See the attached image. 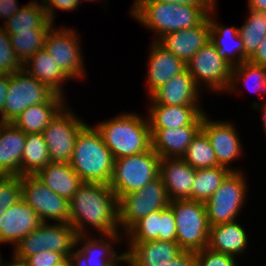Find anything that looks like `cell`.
I'll list each match as a JSON object with an SVG mask.
<instances>
[{
  "instance_id": "6da1fadb",
  "label": "cell",
  "mask_w": 266,
  "mask_h": 266,
  "mask_svg": "<svg viewBox=\"0 0 266 266\" xmlns=\"http://www.w3.org/2000/svg\"><path fill=\"white\" fill-rule=\"evenodd\" d=\"M69 205L70 224L77 236L88 235L90 227L99 236L122 234L118 227V199L109 185L83 182Z\"/></svg>"
},
{
  "instance_id": "7a4b0ae2",
  "label": "cell",
  "mask_w": 266,
  "mask_h": 266,
  "mask_svg": "<svg viewBox=\"0 0 266 266\" xmlns=\"http://www.w3.org/2000/svg\"><path fill=\"white\" fill-rule=\"evenodd\" d=\"M214 7L134 0L130 13L133 19L155 32L152 40L158 41L167 33L201 25Z\"/></svg>"
},
{
  "instance_id": "3957f363",
  "label": "cell",
  "mask_w": 266,
  "mask_h": 266,
  "mask_svg": "<svg viewBox=\"0 0 266 266\" xmlns=\"http://www.w3.org/2000/svg\"><path fill=\"white\" fill-rule=\"evenodd\" d=\"M146 117L126 112L95 125L113 159L136 155L152 148Z\"/></svg>"
},
{
  "instance_id": "277c9868",
  "label": "cell",
  "mask_w": 266,
  "mask_h": 266,
  "mask_svg": "<svg viewBox=\"0 0 266 266\" xmlns=\"http://www.w3.org/2000/svg\"><path fill=\"white\" fill-rule=\"evenodd\" d=\"M113 162L111 151L98 130L86 124L78 133L70 165L82 182L109 184Z\"/></svg>"
},
{
  "instance_id": "5b68a950",
  "label": "cell",
  "mask_w": 266,
  "mask_h": 266,
  "mask_svg": "<svg viewBox=\"0 0 266 266\" xmlns=\"http://www.w3.org/2000/svg\"><path fill=\"white\" fill-rule=\"evenodd\" d=\"M160 156L151 148L148 151L114 159L110 188L119 200L138 191L159 177Z\"/></svg>"
},
{
  "instance_id": "8992f818",
  "label": "cell",
  "mask_w": 266,
  "mask_h": 266,
  "mask_svg": "<svg viewBox=\"0 0 266 266\" xmlns=\"http://www.w3.org/2000/svg\"><path fill=\"white\" fill-rule=\"evenodd\" d=\"M169 207L176 221V242L182 250L199 251L208 247L210 226L204 202L174 200Z\"/></svg>"
},
{
  "instance_id": "52a82bcc",
  "label": "cell",
  "mask_w": 266,
  "mask_h": 266,
  "mask_svg": "<svg viewBox=\"0 0 266 266\" xmlns=\"http://www.w3.org/2000/svg\"><path fill=\"white\" fill-rule=\"evenodd\" d=\"M77 234L70 223L42 222L38 228L22 238L14 247L13 254L25 260L43 250L69 257L76 244Z\"/></svg>"
},
{
  "instance_id": "ba28073f",
  "label": "cell",
  "mask_w": 266,
  "mask_h": 266,
  "mask_svg": "<svg viewBox=\"0 0 266 266\" xmlns=\"http://www.w3.org/2000/svg\"><path fill=\"white\" fill-rule=\"evenodd\" d=\"M170 202L167 189L160 177L147 183L138 191L122 196L118 200L120 232L122 233L123 230L124 235L137 221L152 212L165 209Z\"/></svg>"
},
{
  "instance_id": "9c48e42d",
  "label": "cell",
  "mask_w": 266,
  "mask_h": 266,
  "mask_svg": "<svg viewBox=\"0 0 266 266\" xmlns=\"http://www.w3.org/2000/svg\"><path fill=\"white\" fill-rule=\"evenodd\" d=\"M243 174L242 171H232L205 202L209 226L237 221L240 217L249 190L246 175L244 177Z\"/></svg>"
},
{
  "instance_id": "30bf717a",
  "label": "cell",
  "mask_w": 266,
  "mask_h": 266,
  "mask_svg": "<svg viewBox=\"0 0 266 266\" xmlns=\"http://www.w3.org/2000/svg\"><path fill=\"white\" fill-rule=\"evenodd\" d=\"M69 109L70 106L66 103L43 130L51 162H71L77 135L87 124L78 118L75 111Z\"/></svg>"
},
{
  "instance_id": "8fae6325",
  "label": "cell",
  "mask_w": 266,
  "mask_h": 266,
  "mask_svg": "<svg viewBox=\"0 0 266 266\" xmlns=\"http://www.w3.org/2000/svg\"><path fill=\"white\" fill-rule=\"evenodd\" d=\"M186 65L195 84L202 89L201 91L204 87L208 91L218 93L227 91L232 67L218 55L216 47L211 41L200 48Z\"/></svg>"
},
{
  "instance_id": "7c38bea8",
  "label": "cell",
  "mask_w": 266,
  "mask_h": 266,
  "mask_svg": "<svg viewBox=\"0 0 266 266\" xmlns=\"http://www.w3.org/2000/svg\"><path fill=\"white\" fill-rule=\"evenodd\" d=\"M80 39L78 32L65 26H53L46 36L44 49L70 79H85L87 75Z\"/></svg>"
},
{
  "instance_id": "4fadbf2b",
  "label": "cell",
  "mask_w": 266,
  "mask_h": 266,
  "mask_svg": "<svg viewBox=\"0 0 266 266\" xmlns=\"http://www.w3.org/2000/svg\"><path fill=\"white\" fill-rule=\"evenodd\" d=\"M56 93L26 73L9 74L8 94L4 104V123H12L27 107L48 102Z\"/></svg>"
},
{
  "instance_id": "5bb4252c",
  "label": "cell",
  "mask_w": 266,
  "mask_h": 266,
  "mask_svg": "<svg viewBox=\"0 0 266 266\" xmlns=\"http://www.w3.org/2000/svg\"><path fill=\"white\" fill-rule=\"evenodd\" d=\"M22 199L42 222L70 223L69 200L52 192L34 175H21Z\"/></svg>"
},
{
  "instance_id": "9a60e30c",
  "label": "cell",
  "mask_w": 266,
  "mask_h": 266,
  "mask_svg": "<svg viewBox=\"0 0 266 266\" xmlns=\"http://www.w3.org/2000/svg\"><path fill=\"white\" fill-rule=\"evenodd\" d=\"M92 235L76 237L75 247L69 255L72 266H109L122 255L123 252L118 254L113 245L122 241L123 234H101L100 237L96 235L97 238Z\"/></svg>"
},
{
  "instance_id": "2e32d148",
  "label": "cell",
  "mask_w": 266,
  "mask_h": 266,
  "mask_svg": "<svg viewBox=\"0 0 266 266\" xmlns=\"http://www.w3.org/2000/svg\"><path fill=\"white\" fill-rule=\"evenodd\" d=\"M235 127L231 121L209 120L206 113L203 115L201 130L206 134L213 147L217 163L232 171H241L240 168L236 169V167L229 166V163L233 160H239L243 154V145Z\"/></svg>"
},
{
  "instance_id": "e0dca14e",
  "label": "cell",
  "mask_w": 266,
  "mask_h": 266,
  "mask_svg": "<svg viewBox=\"0 0 266 266\" xmlns=\"http://www.w3.org/2000/svg\"><path fill=\"white\" fill-rule=\"evenodd\" d=\"M147 119L150 129H175L202 126L205 111L200 106H169L156 104L150 97Z\"/></svg>"
},
{
  "instance_id": "ac0fdd59",
  "label": "cell",
  "mask_w": 266,
  "mask_h": 266,
  "mask_svg": "<svg viewBox=\"0 0 266 266\" xmlns=\"http://www.w3.org/2000/svg\"><path fill=\"white\" fill-rule=\"evenodd\" d=\"M41 223L35 210L21 199L0 216V245L12 243L14 249L22 238Z\"/></svg>"
},
{
  "instance_id": "d6986e66",
  "label": "cell",
  "mask_w": 266,
  "mask_h": 266,
  "mask_svg": "<svg viewBox=\"0 0 266 266\" xmlns=\"http://www.w3.org/2000/svg\"><path fill=\"white\" fill-rule=\"evenodd\" d=\"M148 57V75L146 76V96L150 97L157 89L165 85L174 76L187 69L186 63L167 51L157 41H152Z\"/></svg>"
},
{
  "instance_id": "ffe728a7",
  "label": "cell",
  "mask_w": 266,
  "mask_h": 266,
  "mask_svg": "<svg viewBox=\"0 0 266 266\" xmlns=\"http://www.w3.org/2000/svg\"><path fill=\"white\" fill-rule=\"evenodd\" d=\"M196 169L182 158H161L159 177L165 184L170 201L191 200Z\"/></svg>"
},
{
  "instance_id": "44dd1931",
  "label": "cell",
  "mask_w": 266,
  "mask_h": 266,
  "mask_svg": "<svg viewBox=\"0 0 266 266\" xmlns=\"http://www.w3.org/2000/svg\"><path fill=\"white\" fill-rule=\"evenodd\" d=\"M208 41H210V22L207 18L199 26L167 33L157 42L187 64Z\"/></svg>"
},
{
  "instance_id": "7402d4cb",
  "label": "cell",
  "mask_w": 266,
  "mask_h": 266,
  "mask_svg": "<svg viewBox=\"0 0 266 266\" xmlns=\"http://www.w3.org/2000/svg\"><path fill=\"white\" fill-rule=\"evenodd\" d=\"M201 89L195 84L192 75L186 69L174 76L165 85L157 89L150 98L156 104L169 106H200Z\"/></svg>"
},
{
  "instance_id": "603a6c76",
  "label": "cell",
  "mask_w": 266,
  "mask_h": 266,
  "mask_svg": "<svg viewBox=\"0 0 266 266\" xmlns=\"http://www.w3.org/2000/svg\"><path fill=\"white\" fill-rule=\"evenodd\" d=\"M216 6L209 12L210 41L216 47L218 55L232 68L244 61V44L239 35L238 27H225L215 20Z\"/></svg>"
},
{
  "instance_id": "cb8c5ba5",
  "label": "cell",
  "mask_w": 266,
  "mask_h": 266,
  "mask_svg": "<svg viewBox=\"0 0 266 266\" xmlns=\"http://www.w3.org/2000/svg\"><path fill=\"white\" fill-rule=\"evenodd\" d=\"M201 126L175 129H150L152 149L160 158H182Z\"/></svg>"
},
{
  "instance_id": "d4e9b609",
  "label": "cell",
  "mask_w": 266,
  "mask_h": 266,
  "mask_svg": "<svg viewBox=\"0 0 266 266\" xmlns=\"http://www.w3.org/2000/svg\"><path fill=\"white\" fill-rule=\"evenodd\" d=\"M26 133L13 123L0 121V176H21V160Z\"/></svg>"
},
{
  "instance_id": "484cf974",
  "label": "cell",
  "mask_w": 266,
  "mask_h": 266,
  "mask_svg": "<svg viewBox=\"0 0 266 266\" xmlns=\"http://www.w3.org/2000/svg\"><path fill=\"white\" fill-rule=\"evenodd\" d=\"M126 244L133 266H164L182 251L177 242L158 239Z\"/></svg>"
},
{
  "instance_id": "4316f807",
  "label": "cell",
  "mask_w": 266,
  "mask_h": 266,
  "mask_svg": "<svg viewBox=\"0 0 266 266\" xmlns=\"http://www.w3.org/2000/svg\"><path fill=\"white\" fill-rule=\"evenodd\" d=\"M65 96L55 94L48 102L27 107L12 122L26 134H42L49 122L66 105Z\"/></svg>"
},
{
  "instance_id": "83f0119b",
  "label": "cell",
  "mask_w": 266,
  "mask_h": 266,
  "mask_svg": "<svg viewBox=\"0 0 266 266\" xmlns=\"http://www.w3.org/2000/svg\"><path fill=\"white\" fill-rule=\"evenodd\" d=\"M22 69L41 83L47 85L56 94L65 96L63 84L71 79L55 63V60L50 57L45 49L37 51L34 56L24 62Z\"/></svg>"
},
{
  "instance_id": "f1b7e54d",
  "label": "cell",
  "mask_w": 266,
  "mask_h": 266,
  "mask_svg": "<svg viewBox=\"0 0 266 266\" xmlns=\"http://www.w3.org/2000/svg\"><path fill=\"white\" fill-rule=\"evenodd\" d=\"M34 176L52 192L70 200L83 183L70 163L50 162L38 170Z\"/></svg>"
},
{
  "instance_id": "f546056e",
  "label": "cell",
  "mask_w": 266,
  "mask_h": 266,
  "mask_svg": "<svg viewBox=\"0 0 266 266\" xmlns=\"http://www.w3.org/2000/svg\"><path fill=\"white\" fill-rule=\"evenodd\" d=\"M248 242L246 230L238 221L210 226L208 248L212 251L241 256Z\"/></svg>"
},
{
  "instance_id": "4dcf8cb0",
  "label": "cell",
  "mask_w": 266,
  "mask_h": 266,
  "mask_svg": "<svg viewBox=\"0 0 266 266\" xmlns=\"http://www.w3.org/2000/svg\"><path fill=\"white\" fill-rule=\"evenodd\" d=\"M242 83L252 92L254 91L257 95L262 96L261 98H264L266 95L264 93L266 92V66L257 65L246 60L232 68L230 84L226 93L238 92L237 86L242 85ZM263 93L264 95H262Z\"/></svg>"
},
{
  "instance_id": "1f68e13d",
  "label": "cell",
  "mask_w": 266,
  "mask_h": 266,
  "mask_svg": "<svg viewBox=\"0 0 266 266\" xmlns=\"http://www.w3.org/2000/svg\"><path fill=\"white\" fill-rule=\"evenodd\" d=\"M48 21L49 18L41 2L32 0L8 19L3 28L8 34L34 31L41 29Z\"/></svg>"
},
{
  "instance_id": "d6a6232c",
  "label": "cell",
  "mask_w": 266,
  "mask_h": 266,
  "mask_svg": "<svg viewBox=\"0 0 266 266\" xmlns=\"http://www.w3.org/2000/svg\"><path fill=\"white\" fill-rule=\"evenodd\" d=\"M248 15L241 27L239 35L244 44V61L249 60L257 51L266 36V11L248 9Z\"/></svg>"
},
{
  "instance_id": "836d02e7",
  "label": "cell",
  "mask_w": 266,
  "mask_h": 266,
  "mask_svg": "<svg viewBox=\"0 0 266 266\" xmlns=\"http://www.w3.org/2000/svg\"><path fill=\"white\" fill-rule=\"evenodd\" d=\"M231 172L223 166L196 169L191 200L204 203L208 201Z\"/></svg>"
},
{
  "instance_id": "e575fe53",
  "label": "cell",
  "mask_w": 266,
  "mask_h": 266,
  "mask_svg": "<svg viewBox=\"0 0 266 266\" xmlns=\"http://www.w3.org/2000/svg\"><path fill=\"white\" fill-rule=\"evenodd\" d=\"M51 162L43 134H26L21 175H34Z\"/></svg>"
},
{
  "instance_id": "d590c367",
  "label": "cell",
  "mask_w": 266,
  "mask_h": 266,
  "mask_svg": "<svg viewBox=\"0 0 266 266\" xmlns=\"http://www.w3.org/2000/svg\"><path fill=\"white\" fill-rule=\"evenodd\" d=\"M54 25L49 20L41 29L9 34L16 57L22 64L34 56L37 51L44 49L48 31Z\"/></svg>"
},
{
  "instance_id": "8d00e7d4",
  "label": "cell",
  "mask_w": 266,
  "mask_h": 266,
  "mask_svg": "<svg viewBox=\"0 0 266 266\" xmlns=\"http://www.w3.org/2000/svg\"><path fill=\"white\" fill-rule=\"evenodd\" d=\"M182 159L194 169L220 166L213 147L202 130L193 138Z\"/></svg>"
},
{
  "instance_id": "74e56055",
  "label": "cell",
  "mask_w": 266,
  "mask_h": 266,
  "mask_svg": "<svg viewBox=\"0 0 266 266\" xmlns=\"http://www.w3.org/2000/svg\"><path fill=\"white\" fill-rule=\"evenodd\" d=\"M160 210L150 213L137 221L124 235L127 242L159 240Z\"/></svg>"
},
{
  "instance_id": "f35d334b",
  "label": "cell",
  "mask_w": 266,
  "mask_h": 266,
  "mask_svg": "<svg viewBox=\"0 0 266 266\" xmlns=\"http://www.w3.org/2000/svg\"><path fill=\"white\" fill-rule=\"evenodd\" d=\"M22 199L21 176H0V216Z\"/></svg>"
},
{
  "instance_id": "ab89813d",
  "label": "cell",
  "mask_w": 266,
  "mask_h": 266,
  "mask_svg": "<svg viewBox=\"0 0 266 266\" xmlns=\"http://www.w3.org/2000/svg\"><path fill=\"white\" fill-rule=\"evenodd\" d=\"M22 70V63L16 57L10 36L0 26V74H12Z\"/></svg>"
},
{
  "instance_id": "60d3db41",
  "label": "cell",
  "mask_w": 266,
  "mask_h": 266,
  "mask_svg": "<svg viewBox=\"0 0 266 266\" xmlns=\"http://www.w3.org/2000/svg\"><path fill=\"white\" fill-rule=\"evenodd\" d=\"M236 259L235 256L218 253L208 247L195 252V266H238Z\"/></svg>"
},
{
  "instance_id": "b9f144b4",
  "label": "cell",
  "mask_w": 266,
  "mask_h": 266,
  "mask_svg": "<svg viewBox=\"0 0 266 266\" xmlns=\"http://www.w3.org/2000/svg\"><path fill=\"white\" fill-rule=\"evenodd\" d=\"M176 221L173 210L168 206L160 210L159 240L176 242Z\"/></svg>"
},
{
  "instance_id": "7bdbcfd3",
  "label": "cell",
  "mask_w": 266,
  "mask_h": 266,
  "mask_svg": "<svg viewBox=\"0 0 266 266\" xmlns=\"http://www.w3.org/2000/svg\"><path fill=\"white\" fill-rule=\"evenodd\" d=\"M40 2L44 6L46 14L52 23L56 17L54 15H56L55 11L57 9L68 12L74 9L77 10L80 4L79 0H41Z\"/></svg>"
},
{
  "instance_id": "ee69618b",
  "label": "cell",
  "mask_w": 266,
  "mask_h": 266,
  "mask_svg": "<svg viewBox=\"0 0 266 266\" xmlns=\"http://www.w3.org/2000/svg\"><path fill=\"white\" fill-rule=\"evenodd\" d=\"M63 259L64 257L60 253L43 250L36 255L27 257L25 261L27 266H53Z\"/></svg>"
},
{
  "instance_id": "f6af8a7d",
  "label": "cell",
  "mask_w": 266,
  "mask_h": 266,
  "mask_svg": "<svg viewBox=\"0 0 266 266\" xmlns=\"http://www.w3.org/2000/svg\"><path fill=\"white\" fill-rule=\"evenodd\" d=\"M164 266H195V252L182 250Z\"/></svg>"
},
{
  "instance_id": "bcb514c9",
  "label": "cell",
  "mask_w": 266,
  "mask_h": 266,
  "mask_svg": "<svg viewBox=\"0 0 266 266\" xmlns=\"http://www.w3.org/2000/svg\"><path fill=\"white\" fill-rule=\"evenodd\" d=\"M21 8L17 0H0V20L6 22Z\"/></svg>"
},
{
  "instance_id": "7dc6e473",
  "label": "cell",
  "mask_w": 266,
  "mask_h": 266,
  "mask_svg": "<svg viewBox=\"0 0 266 266\" xmlns=\"http://www.w3.org/2000/svg\"><path fill=\"white\" fill-rule=\"evenodd\" d=\"M9 74H0V121L4 123V104L8 94Z\"/></svg>"
},
{
  "instance_id": "c3c4849f",
  "label": "cell",
  "mask_w": 266,
  "mask_h": 266,
  "mask_svg": "<svg viewBox=\"0 0 266 266\" xmlns=\"http://www.w3.org/2000/svg\"><path fill=\"white\" fill-rule=\"evenodd\" d=\"M249 61L257 65L266 66V36L261 41L257 51Z\"/></svg>"
},
{
  "instance_id": "681fc988",
  "label": "cell",
  "mask_w": 266,
  "mask_h": 266,
  "mask_svg": "<svg viewBox=\"0 0 266 266\" xmlns=\"http://www.w3.org/2000/svg\"><path fill=\"white\" fill-rule=\"evenodd\" d=\"M157 1L176 3V4L198 5V6H216L211 0H157Z\"/></svg>"
},
{
  "instance_id": "f907efd6",
  "label": "cell",
  "mask_w": 266,
  "mask_h": 266,
  "mask_svg": "<svg viewBox=\"0 0 266 266\" xmlns=\"http://www.w3.org/2000/svg\"><path fill=\"white\" fill-rule=\"evenodd\" d=\"M248 8L256 11H266V0H247Z\"/></svg>"
},
{
  "instance_id": "816d5d0a",
  "label": "cell",
  "mask_w": 266,
  "mask_h": 266,
  "mask_svg": "<svg viewBox=\"0 0 266 266\" xmlns=\"http://www.w3.org/2000/svg\"><path fill=\"white\" fill-rule=\"evenodd\" d=\"M123 262L125 263L127 262L126 264L128 266H133L131 262V258L125 250L123 251L122 255L117 260H115L113 263H111L109 266H123L125 265Z\"/></svg>"
},
{
  "instance_id": "f5cc1de1",
  "label": "cell",
  "mask_w": 266,
  "mask_h": 266,
  "mask_svg": "<svg viewBox=\"0 0 266 266\" xmlns=\"http://www.w3.org/2000/svg\"><path fill=\"white\" fill-rule=\"evenodd\" d=\"M12 257L13 259L6 263H4L5 261L2 259L0 266H27L25 260L17 258L14 254H12Z\"/></svg>"
},
{
  "instance_id": "db71d44e",
  "label": "cell",
  "mask_w": 266,
  "mask_h": 266,
  "mask_svg": "<svg viewBox=\"0 0 266 266\" xmlns=\"http://www.w3.org/2000/svg\"><path fill=\"white\" fill-rule=\"evenodd\" d=\"M260 103H258L257 101L252 103V108L258 110V109H261L260 111L262 112V123H263V127H264V130L266 132V102L265 104H262L263 106H259Z\"/></svg>"
},
{
  "instance_id": "11a10c76",
  "label": "cell",
  "mask_w": 266,
  "mask_h": 266,
  "mask_svg": "<svg viewBox=\"0 0 266 266\" xmlns=\"http://www.w3.org/2000/svg\"><path fill=\"white\" fill-rule=\"evenodd\" d=\"M53 266H72V263L69 257H65L62 261Z\"/></svg>"
},
{
  "instance_id": "9f6ffc18",
  "label": "cell",
  "mask_w": 266,
  "mask_h": 266,
  "mask_svg": "<svg viewBox=\"0 0 266 266\" xmlns=\"http://www.w3.org/2000/svg\"><path fill=\"white\" fill-rule=\"evenodd\" d=\"M82 1H88V2H94L96 0H79V2L81 3ZM105 1V0H104Z\"/></svg>"
},
{
  "instance_id": "6f0895ef",
  "label": "cell",
  "mask_w": 266,
  "mask_h": 266,
  "mask_svg": "<svg viewBox=\"0 0 266 266\" xmlns=\"http://www.w3.org/2000/svg\"><path fill=\"white\" fill-rule=\"evenodd\" d=\"M1 261H2V255H1V253H0V264H1Z\"/></svg>"
}]
</instances>
